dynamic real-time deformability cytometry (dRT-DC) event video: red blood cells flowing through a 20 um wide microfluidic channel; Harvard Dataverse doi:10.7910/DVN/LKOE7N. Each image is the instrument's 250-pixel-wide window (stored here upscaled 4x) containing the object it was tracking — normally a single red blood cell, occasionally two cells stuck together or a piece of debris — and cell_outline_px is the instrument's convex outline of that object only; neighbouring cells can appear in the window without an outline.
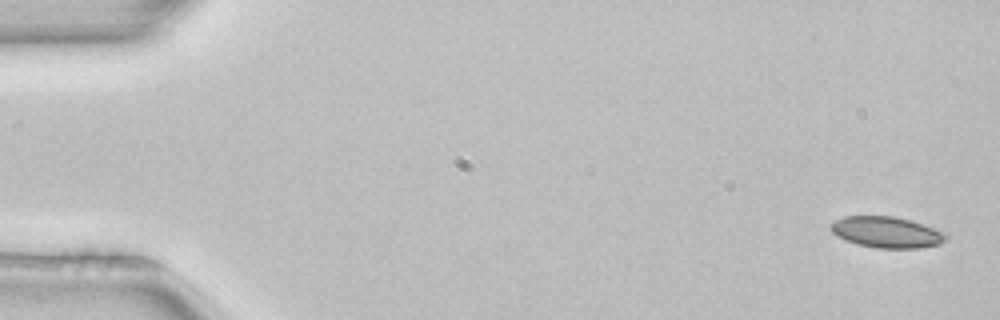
{"species": "common noctule bat (a hibernating species)", "species_latin": "Nyctalus noctula", "temperature_condition": "room temperature", "stored_images_in_passage": 4, "camera_frame_rate_fps": 3000, "um_per_image_px": 0.085, "animal": {"sex": "female", "body_mass_g": 22.7, "forearm_length_mm": 54.2}, "frame": {"image": 1, "passage_image": 1, "time_ms": 0.0, "image_size_px": [1000, 320], "cell_outline_px": [[948, 236], [940, 244], [920, 248], [876, 248], [856, 244], [832, 232], [828, 228], [836, 220], [844, 216], [896, 216], [912, 220], [944, 232]], "centroid_in_image_um": [75.38, 19.73], "position_along_channel_um": 9.6, "area_um2": 20.81}}
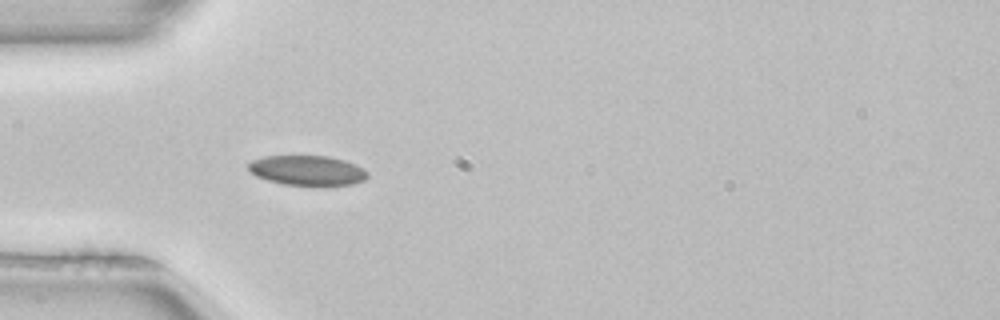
{"frame": {"image": 2, "passage_image": 4, "time_ms": 1.0, "image_size_px": [1000, 320], "cell_outline_px": [[368, 176], [364, 180], [352, 184], [320, 188], [284, 184], [268, 180], [256, 176], [248, 168], [248, 164], [252, 160], [264, 156], [328, 156], [344, 160], [356, 164], [364, 168], [368, 172]], "centroid_in_image_um": [26.18, 14.52], "position_along_channel_um": 58.8, "area_um2": 21.39}}